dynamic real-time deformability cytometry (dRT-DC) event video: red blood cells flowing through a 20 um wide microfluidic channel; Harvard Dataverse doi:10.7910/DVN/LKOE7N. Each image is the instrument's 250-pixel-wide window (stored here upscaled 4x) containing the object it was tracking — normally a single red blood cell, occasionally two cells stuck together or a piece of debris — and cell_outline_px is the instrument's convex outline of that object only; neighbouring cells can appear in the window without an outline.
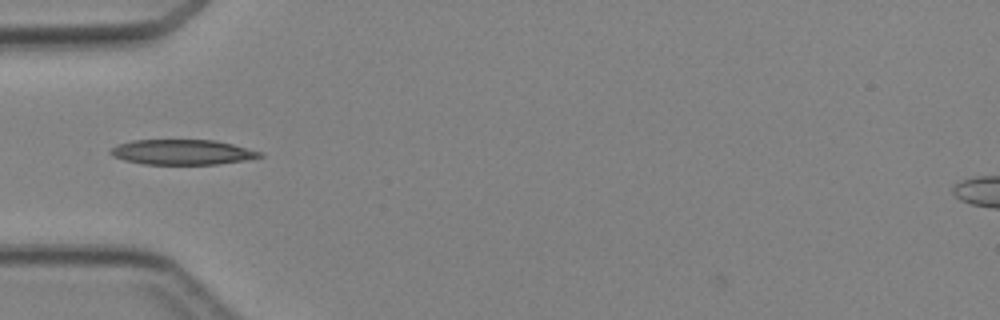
{"species": "Egyptian fruit bat (a non-hibernating species)", "species_latin": "Rousettus aegyptiacus", "temperature_condition": "cold", "stored_images_in_passage": 17, "camera_frame_rate_fps": 3000, "um_per_image_px": 0.085, "animal": {"sex": "female"}, "frame": {"image": 1, "passage_image": 1, "time_ms": 0.0, "image_size_px": [1000, 320], "cell_outline_px": [[264, 156], [244, 160], [216, 164], [144, 164], [124, 160], [112, 156], [108, 152], [116, 144], [132, 140], [216, 140], [232, 144], [260, 152]], "centroid_in_image_um": [15.43, 12.92], "position_along_channel_um": 69.6, "area_um2": 21.73}}
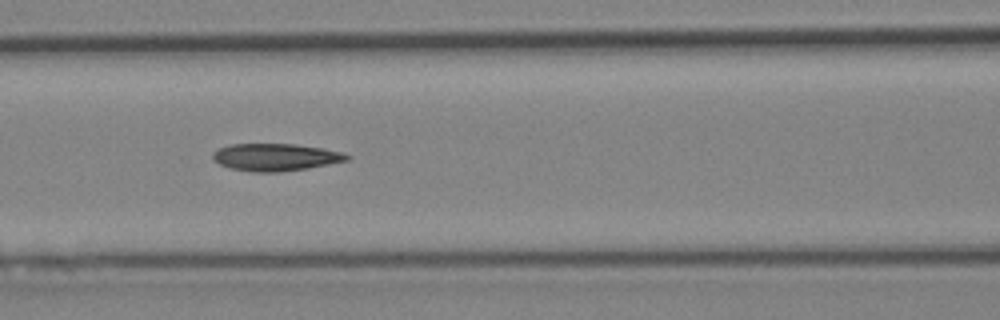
{"frame": {"image": 2, "passage_image": 6, "time_ms": 1.667, "image_size_px": [1000, 320], "cell_outline_px": [[352, 160], [308, 168], [280, 172], [256, 172], [232, 168], [220, 164], [212, 160], [212, 152], [220, 148], [232, 144], [296, 144], [344, 152], [352, 156]], "centroid_in_image_um": [23.48, 13.36], "position_along_channel_um": 143.1, "area_um2": 21.44}}